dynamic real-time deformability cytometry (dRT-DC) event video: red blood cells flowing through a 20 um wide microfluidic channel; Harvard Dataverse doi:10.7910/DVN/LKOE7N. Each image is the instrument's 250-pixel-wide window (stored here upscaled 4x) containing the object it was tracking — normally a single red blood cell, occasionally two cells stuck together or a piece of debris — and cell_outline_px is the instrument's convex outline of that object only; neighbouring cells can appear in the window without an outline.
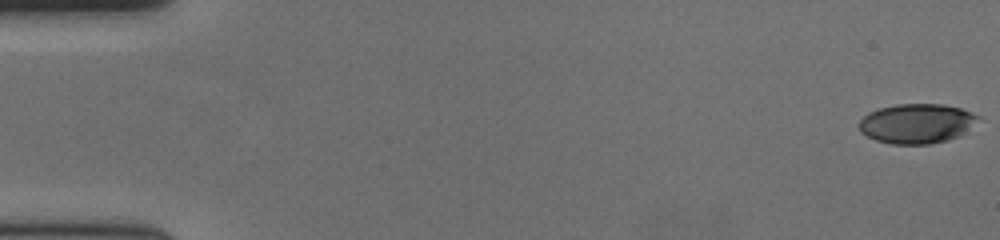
{"species": "human", "species_latin": "Homo sapiens", "temperature_condition": "cold", "stored_images_in_passage": 58, "camera_frame_rate_fps": 3000, "um_per_image_px": 0.085, "donor": {"sex": "female"}, "frame": {"image": 1, "passage_image": 1, "time_ms": 0.0, "image_size_px": [1000, 240], "cell_outline_px": [[980, 116], [960, 136], [948, 140], [932, 144], [892, 144], [876, 140], [860, 132], [860, 120], [868, 112], [880, 108], [896, 104], [944, 104], [960, 108], [972, 112]], "centroid_in_image_um": [77.91, 10.5], "position_along_channel_um": 7.1, "area_um2": 27.4}}
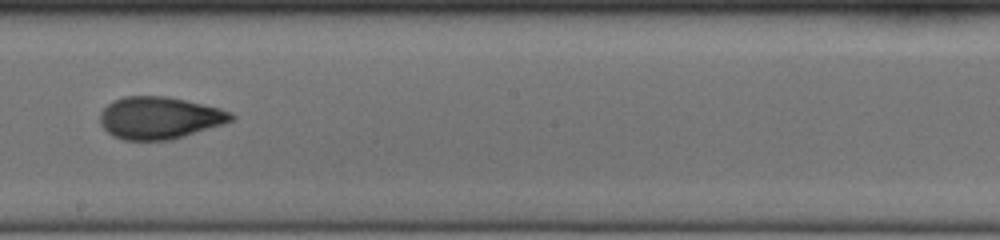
{"frame": {"image": 2, "passage_image": 34, "time_ms": 11.0, "image_size_px": [1000, 240], "cell_outline_px": [[236, 116], [232, 120], [224, 124], [172, 140], [124, 140], [112, 136], [100, 124], [100, 112], [112, 100], [124, 96], [168, 96], [220, 108], [232, 112]], "centroid_in_image_um": [13.56, 10.02], "position_along_channel_um": 234.6, "area_um2": 32.48}}
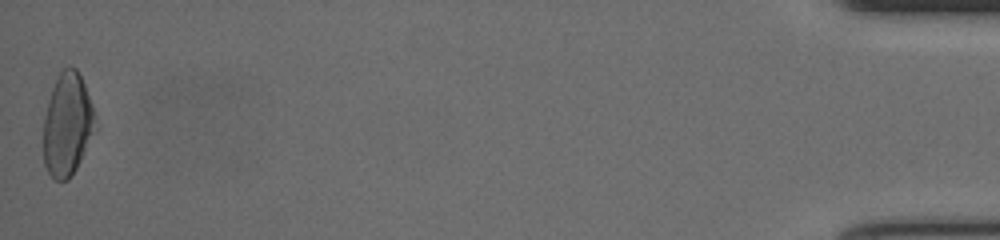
{"frame": {"image": 3, "passage_image": 58, "time_ms": 19.0, "image_size_px": [1000, 240], "cell_outline_px": [[96, 132], [76, 168], [68, 180], [56, 180], [48, 172], [44, 164], [44, 116], [48, 100], [56, 76], [68, 64], [76, 68], [84, 84], [92, 104], [96, 116]], "centroid_in_image_um": [5.74, 10.56], "position_along_channel_um": 429.5, "area_um2": 31.27}, "authors_computed_cell_mechanics": {"area_um2": 30.8363, "velocity_mm_per_s": 3.6644, "shape_relaxation_time_tau1_ms": 7.6068, "shape_relaxation_time_tau2_ms": 2.1557, "deformation_change_tau1": 0.2137, "deformation_change_tau2": 0.0856}}